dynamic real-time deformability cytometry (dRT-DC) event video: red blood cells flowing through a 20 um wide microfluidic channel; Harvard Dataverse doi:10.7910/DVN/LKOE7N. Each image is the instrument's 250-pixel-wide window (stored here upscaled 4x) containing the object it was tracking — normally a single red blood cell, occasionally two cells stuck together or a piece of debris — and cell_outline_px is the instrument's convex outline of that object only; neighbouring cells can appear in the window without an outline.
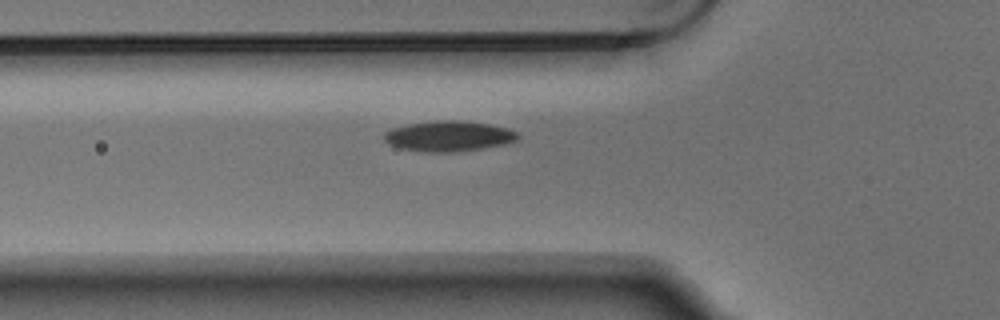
{"species": "Egyptian fruit bat (a non-hibernating species)", "species_latin": "Rousettus aegyptiacus", "temperature_condition": "warm", "stored_images_in_passage": 3, "camera_frame_rate_fps": 3000, "um_per_image_px": 0.085, "animal": {"sex": "male"}, "frame": {"image": 1, "passage_image": 3, "time_ms": 0.667, "image_size_px": [1000, 320], "cell_outline_px": [[520, 136], [516, 140], [504, 144], [480, 148], [452, 152], [424, 152], [400, 148], [388, 144], [380, 136], [384, 132], [392, 128], [408, 124], [440, 120], [456, 120], [488, 124], [508, 128], [516, 132]], "centroid_in_image_um": [38.08, 11.57], "position_along_channel_um": 87.7, "area_um2": 23.64}}